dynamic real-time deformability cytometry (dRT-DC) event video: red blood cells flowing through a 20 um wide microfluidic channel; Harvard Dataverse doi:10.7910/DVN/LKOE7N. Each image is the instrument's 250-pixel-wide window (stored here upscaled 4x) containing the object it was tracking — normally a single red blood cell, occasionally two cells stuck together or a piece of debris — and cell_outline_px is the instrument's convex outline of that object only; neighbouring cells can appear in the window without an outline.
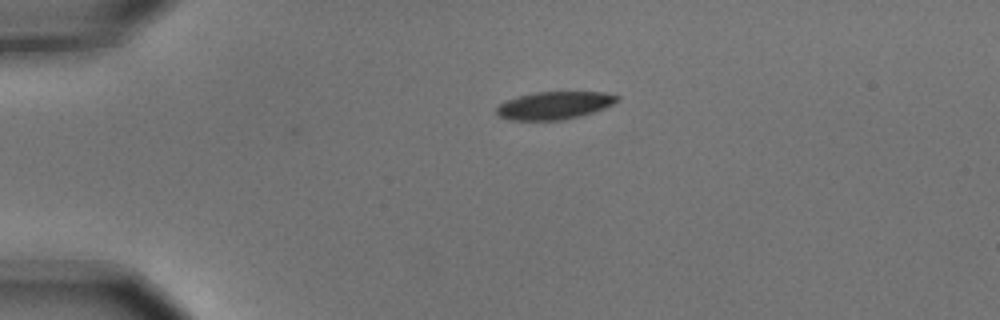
{"species": "common noctule bat (a hibernating species)", "species_latin": "Nyctalus noctula", "temperature_condition": "cold", "stored_images_in_passage": 2, "camera_frame_rate_fps": 3000, "um_per_image_px": 0.085, "animal": {"sex": "male", "body_mass_g": 15.6}, "frame": {"image": 1, "passage_image": 1, "time_ms": 0.0, "image_size_px": [1000, 320], "cell_outline_px": [[620, 100], [604, 108], [580, 116], [564, 120], [508, 120], [500, 116], [496, 112], [496, 108], [500, 104], [508, 100], [532, 92], [604, 92], [620, 96]], "centroid_in_image_um": [47.14, 8.96], "position_along_channel_um": 37.9, "area_um2": 19.42}}